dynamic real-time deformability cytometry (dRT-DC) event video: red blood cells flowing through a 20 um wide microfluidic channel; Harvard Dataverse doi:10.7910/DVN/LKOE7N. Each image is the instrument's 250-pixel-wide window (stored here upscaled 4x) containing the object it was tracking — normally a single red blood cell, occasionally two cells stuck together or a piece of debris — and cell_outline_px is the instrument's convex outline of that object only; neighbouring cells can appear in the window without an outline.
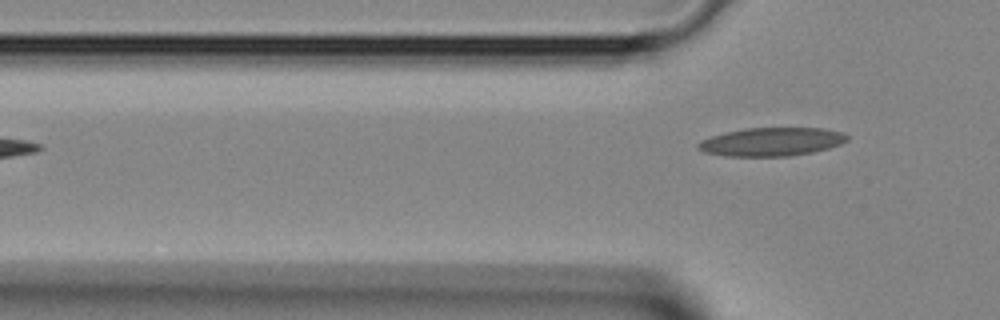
{"species": "Egyptian fruit bat (a non-hibernating species)", "species_latin": "Rousettus aegyptiacus", "temperature_condition": "room temperature", "stored_images_in_passage": 2, "camera_frame_rate_fps": 3000, "um_per_image_px": 0.085, "animal": {"sex": "female"}, "frame": {"image": 1, "passage_image": 2, "time_ms": 0.333, "image_size_px": [1000, 320], "cell_outline_px": [[848, 140], [840, 144], [828, 148], [812, 152], [788, 156], [724, 156], [704, 152], [696, 148], [696, 144], [700, 140], [724, 132], [744, 128], [824, 128], [840, 132], [848, 136]], "centroid_in_image_um": [65.53, 12.05], "position_along_channel_um": 60.3, "area_um2": 24.74}}